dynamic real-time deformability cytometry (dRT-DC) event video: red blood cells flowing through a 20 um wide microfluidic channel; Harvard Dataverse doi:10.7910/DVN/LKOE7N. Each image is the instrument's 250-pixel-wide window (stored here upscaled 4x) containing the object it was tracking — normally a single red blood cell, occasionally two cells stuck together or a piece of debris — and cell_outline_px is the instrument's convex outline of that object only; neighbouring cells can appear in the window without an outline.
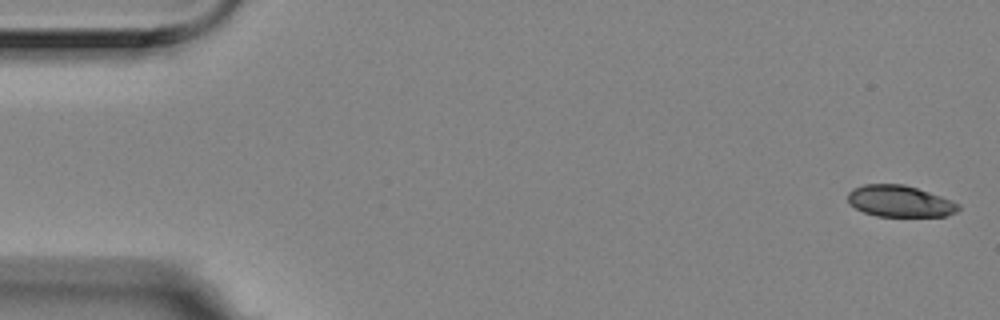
{"species": "Egyptian fruit bat (a non-hibernating species)", "species_latin": "Rousettus aegyptiacus", "temperature_condition": "room temperature", "stored_images_in_passage": 3, "camera_frame_rate_fps": 3000, "um_per_image_px": 0.085, "animal": {"sex": "female"}, "frame": {"image": 1, "passage_image": 1, "time_ms": 0.0, "image_size_px": [1000, 320], "cell_outline_px": [[960, 208], [956, 212], [944, 216], [876, 216], [864, 212], [848, 204], [848, 192], [852, 188], [864, 184], [904, 184], [940, 196], [960, 204]], "centroid_in_image_um": [76.45, 17.1], "position_along_channel_um": 8.6, "area_um2": 20.23}}